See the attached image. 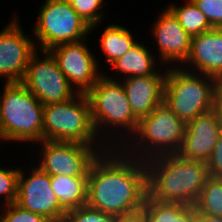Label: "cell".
<instances>
[{
	"label": "cell",
	"instance_id": "1",
	"mask_svg": "<svg viewBox=\"0 0 222 222\" xmlns=\"http://www.w3.org/2000/svg\"><path fill=\"white\" fill-rule=\"evenodd\" d=\"M115 149L110 147L100 153L91 164L87 205L121 216L143 208L148 195V171L146 161L128 155L123 148Z\"/></svg>",
	"mask_w": 222,
	"mask_h": 222
},
{
	"label": "cell",
	"instance_id": "2",
	"mask_svg": "<svg viewBox=\"0 0 222 222\" xmlns=\"http://www.w3.org/2000/svg\"><path fill=\"white\" fill-rule=\"evenodd\" d=\"M148 195L163 203L194 206L208 174L207 164L180 157L162 155L146 161Z\"/></svg>",
	"mask_w": 222,
	"mask_h": 222
},
{
	"label": "cell",
	"instance_id": "3",
	"mask_svg": "<svg viewBox=\"0 0 222 222\" xmlns=\"http://www.w3.org/2000/svg\"><path fill=\"white\" fill-rule=\"evenodd\" d=\"M119 79H114V77H109V75H103L86 93L91 108L92 120L95 130L100 138L104 136L102 140H106L107 146H111V148L112 145L113 148H119L123 141L124 144H126L127 138L129 140L132 137L131 135L136 133L139 125V119L132 112L126 91L121 83L122 80L120 77ZM107 127H111V129L114 128L112 129L114 134L116 131L119 132L122 130L120 133L116 132L114 138L118 137L119 135V137L122 136L123 138L121 137V140L117 138L114 140L113 134L111 133L113 131L111 129L105 131L106 133L103 131ZM116 128L119 129L115 131ZM108 132L109 135L112 134L110 135L112 139L109 138L107 140L106 135ZM109 140H112L111 143L113 144L110 142L108 143ZM118 141L120 145L118 144Z\"/></svg>",
	"mask_w": 222,
	"mask_h": 222
},
{
	"label": "cell",
	"instance_id": "4",
	"mask_svg": "<svg viewBox=\"0 0 222 222\" xmlns=\"http://www.w3.org/2000/svg\"><path fill=\"white\" fill-rule=\"evenodd\" d=\"M185 131L186 123L163 102L148 116L139 120L136 133L120 148H124L128 155L142 161L157 156L177 154L182 146Z\"/></svg>",
	"mask_w": 222,
	"mask_h": 222
},
{
	"label": "cell",
	"instance_id": "5",
	"mask_svg": "<svg viewBox=\"0 0 222 222\" xmlns=\"http://www.w3.org/2000/svg\"><path fill=\"white\" fill-rule=\"evenodd\" d=\"M98 138L86 94L78 93L71 100L44 105L43 140L78 142L105 152L110 147Z\"/></svg>",
	"mask_w": 222,
	"mask_h": 222
},
{
	"label": "cell",
	"instance_id": "6",
	"mask_svg": "<svg viewBox=\"0 0 222 222\" xmlns=\"http://www.w3.org/2000/svg\"><path fill=\"white\" fill-rule=\"evenodd\" d=\"M4 84L1 140L43 141L44 105L21 82Z\"/></svg>",
	"mask_w": 222,
	"mask_h": 222
},
{
	"label": "cell",
	"instance_id": "7",
	"mask_svg": "<svg viewBox=\"0 0 222 222\" xmlns=\"http://www.w3.org/2000/svg\"><path fill=\"white\" fill-rule=\"evenodd\" d=\"M167 68L163 102L185 123L213 109L216 78L176 66ZM173 67V68H172Z\"/></svg>",
	"mask_w": 222,
	"mask_h": 222
},
{
	"label": "cell",
	"instance_id": "8",
	"mask_svg": "<svg viewBox=\"0 0 222 222\" xmlns=\"http://www.w3.org/2000/svg\"><path fill=\"white\" fill-rule=\"evenodd\" d=\"M39 10L35 28L31 30L36 37V48L39 44L38 50H50L59 44L80 41L91 34V26L69 2L46 0Z\"/></svg>",
	"mask_w": 222,
	"mask_h": 222
},
{
	"label": "cell",
	"instance_id": "9",
	"mask_svg": "<svg viewBox=\"0 0 222 222\" xmlns=\"http://www.w3.org/2000/svg\"><path fill=\"white\" fill-rule=\"evenodd\" d=\"M36 50L30 57L21 83L43 104L60 103L71 100L78 93L70 85L66 76L49 50Z\"/></svg>",
	"mask_w": 222,
	"mask_h": 222
},
{
	"label": "cell",
	"instance_id": "10",
	"mask_svg": "<svg viewBox=\"0 0 222 222\" xmlns=\"http://www.w3.org/2000/svg\"><path fill=\"white\" fill-rule=\"evenodd\" d=\"M40 164H36L49 176L63 175L72 177H88L93 161L101 153L92 145L78 142L43 140Z\"/></svg>",
	"mask_w": 222,
	"mask_h": 222
},
{
	"label": "cell",
	"instance_id": "11",
	"mask_svg": "<svg viewBox=\"0 0 222 222\" xmlns=\"http://www.w3.org/2000/svg\"><path fill=\"white\" fill-rule=\"evenodd\" d=\"M49 51L77 93L86 94L106 74L98 69L99 64L86 45V38L76 42L59 44Z\"/></svg>",
	"mask_w": 222,
	"mask_h": 222
},
{
	"label": "cell",
	"instance_id": "12",
	"mask_svg": "<svg viewBox=\"0 0 222 222\" xmlns=\"http://www.w3.org/2000/svg\"><path fill=\"white\" fill-rule=\"evenodd\" d=\"M21 170L18 176L16 204L21 208L38 213L52 222H63L67 212L59 203L50 182V176L38 166L29 176Z\"/></svg>",
	"mask_w": 222,
	"mask_h": 222
},
{
	"label": "cell",
	"instance_id": "13",
	"mask_svg": "<svg viewBox=\"0 0 222 222\" xmlns=\"http://www.w3.org/2000/svg\"><path fill=\"white\" fill-rule=\"evenodd\" d=\"M13 20L0 31V77L5 83L21 82L30 57L37 50L36 41H32L21 28L20 22Z\"/></svg>",
	"mask_w": 222,
	"mask_h": 222
},
{
	"label": "cell",
	"instance_id": "14",
	"mask_svg": "<svg viewBox=\"0 0 222 222\" xmlns=\"http://www.w3.org/2000/svg\"><path fill=\"white\" fill-rule=\"evenodd\" d=\"M154 23L152 34L159 49L158 60L163 65L177 62L182 67L190 53L191 37L169 7L160 12Z\"/></svg>",
	"mask_w": 222,
	"mask_h": 222
},
{
	"label": "cell",
	"instance_id": "15",
	"mask_svg": "<svg viewBox=\"0 0 222 222\" xmlns=\"http://www.w3.org/2000/svg\"><path fill=\"white\" fill-rule=\"evenodd\" d=\"M222 133V123L213 111L186 123V131L178 155L206 163Z\"/></svg>",
	"mask_w": 222,
	"mask_h": 222
},
{
	"label": "cell",
	"instance_id": "16",
	"mask_svg": "<svg viewBox=\"0 0 222 222\" xmlns=\"http://www.w3.org/2000/svg\"><path fill=\"white\" fill-rule=\"evenodd\" d=\"M184 65L187 71L222 78V28L191 37L190 53Z\"/></svg>",
	"mask_w": 222,
	"mask_h": 222
},
{
	"label": "cell",
	"instance_id": "17",
	"mask_svg": "<svg viewBox=\"0 0 222 222\" xmlns=\"http://www.w3.org/2000/svg\"><path fill=\"white\" fill-rule=\"evenodd\" d=\"M165 71L164 73L158 71L156 74L147 76L126 77L121 82L126 91L131 110L139 120L148 116L163 103L167 69Z\"/></svg>",
	"mask_w": 222,
	"mask_h": 222
},
{
	"label": "cell",
	"instance_id": "18",
	"mask_svg": "<svg viewBox=\"0 0 222 222\" xmlns=\"http://www.w3.org/2000/svg\"><path fill=\"white\" fill-rule=\"evenodd\" d=\"M149 50L138 41L123 56L113 62L110 67L112 66L116 71L123 73V78L156 74L158 72L156 70L158 61Z\"/></svg>",
	"mask_w": 222,
	"mask_h": 222
},
{
	"label": "cell",
	"instance_id": "19",
	"mask_svg": "<svg viewBox=\"0 0 222 222\" xmlns=\"http://www.w3.org/2000/svg\"><path fill=\"white\" fill-rule=\"evenodd\" d=\"M52 190L67 211L87 204L88 177L50 176Z\"/></svg>",
	"mask_w": 222,
	"mask_h": 222
},
{
	"label": "cell",
	"instance_id": "20",
	"mask_svg": "<svg viewBox=\"0 0 222 222\" xmlns=\"http://www.w3.org/2000/svg\"><path fill=\"white\" fill-rule=\"evenodd\" d=\"M143 209L147 222H196L194 206L181 203H163L146 196Z\"/></svg>",
	"mask_w": 222,
	"mask_h": 222
},
{
	"label": "cell",
	"instance_id": "21",
	"mask_svg": "<svg viewBox=\"0 0 222 222\" xmlns=\"http://www.w3.org/2000/svg\"><path fill=\"white\" fill-rule=\"evenodd\" d=\"M99 42L108 65L123 56L137 43L132 33L118 24H109L104 28Z\"/></svg>",
	"mask_w": 222,
	"mask_h": 222
},
{
	"label": "cell",
	"instance_id": "22",
	"mask_svg": "<svg viewBox=\"0 0 222 222\" xmlns=\"http://www.w3.org/2000/svg\"><path fill=\"white\" fill-rule=\"evenodd\" d=\"M168 7L177 16L179 23L190 37L214 29L207 17L194 5L191 0L183 3V6L169 4Z\"/></svg>",
	"mask_w": 222,
	"mask_h": 222
},
{
	"label": "cell",
	"instance_id": "23",
	"mask_svg": "<svg viewBox=\"0 0 222 222\" xmlns=\"http://www.w3.org/2000/svg\"><path fill=\"white\" fill-rule=\"evenodd\" d=\"M194 208L197 214L222 217V179L207 178Z\"/></svg>",
	"mask_w": 222,
	"mask_h": 222
},
{
	"label": "cell",
	"instance_id": "24",
	"mask_svg": "<svg viewBox=\"0 0 222 222\" xmlns=\"http://www.w3.org/2000/svg\"><path fill=\"white\" fill-rule=\"evenodd\" d=\"M103 3V0H71L72 8L91 26V31L104 20V12L100 10Z\"/></svg>",
	"mask_w": 222,
	"mask_h": 222
},
{
	"label": "cell",
	"instance_id": "25",
	"mask_svg": "<svg viewBox=\"0 0 222 222\" xmlns=\"http://www.w3.org/2000/svg\"><path fill=\"white\" fill-rule=\"evenodd\" d=\"M118 216L83 205L67 210L63 222H117Z\"/></svg>",
	"mask_w": 222,
	"mask_h": 222
},
{
	"label": "cell",
	"instance_id": "26",
	"mask_svg": "<svg viewBox=\"0 0 222 222\" xmlns=\"http://www.w3.org/2000/svg\"><path fill=\"white\" fill-rule=\"evenodd\" d=\"M19 173L20 168H0V198L3 196L5 200L2 204L9 205L16 202Z\"/></svg>",
	"mask_w": 222,
	"mask_h": 222
},
{
	"label": "cell",
	"instance_id": "27",
	"mask_svg": "<svg viewBox=\"0 0 222 222\" xmlns=\"http://www.w3.org/2000/svg\"><path fill=\"white\" fill-rule=\"evenodd\" d=\"M3 209L6 211L1 214L0 222H52L41 214L21 208L16 203L4 205Z\"/></svg>",
	"mask_w": 222,
	"mask_h": 222
},
{
	"label": "cell",
	"instance_id": "28",
	"mask_svg": "<svg viewBox=\"0 0 222 222\" xmlns=\"http://www.w3.org/2000/svg\"><path fill=\"white\" fill-rule=\"evenodd\" d=\"M213 28H222V0H191Z\"/></svg>",
	"mask_w": 222,
	"mask_h": 222
},
{
	"label": "cell",
	"instance_id": "29",
	"mask_svg": "<svg viewBox=\"0 0 222 222\" xmlns=\"http://www.w3.org/2000/svg\"><path fill=\"white\" fill-rule=\"evenodd\" d=\"M206 164L209 176L222 179V133L219 136Z\"/></svg>",
	"mask_w": 222,
	"mask_h": 222
},
{
	"label": "cell",
	"instance_id": "30",
	"mask_svg": "<svg viewBox=\"0 0 222 222\" xmlns=\"http://www.w3.org/2000/svg\"><path fill=\"white\" fill-rule=\"evenodd\" d=\"M212 111L222 123V78L216 79L215 82Z\"/></svg>",
	"mask_w": 222,
	"mask_h": 222
},
{
	"label": "cell",
	"instance_id": "31",
	"mask_svg": "<svg viewBox=\"0 0 222 222\" xmlns=\"http://www.w3.org/2000/svg\"><path fill=\"white\" fill-rule=\"evenodd\" d=\"M117 222H147L146 212L144 209L118 216Z\"/></svg>",
	"mask_w": 222,
	"mask_h": 222
},
{
	"label": "cell",
	"instance_id": "32",
	"mask_svg": "<svg viewBox=\"0 0 222 222\" xmlns=\"http://www.w3.org/2000/svg\"><path fill=\"white\" fill-rule=\"evenodd\" d=\"M196 222H222V217L211 216L208 214H197Z\"/></svg>",
	"mask_w": 222,
	"mask_h": 222
},
{
	"label": "cell",
	"instance_id": "33",
	"mask_svg": "<svg viewBox=\"0 0 222 222\" xmlns=\"http://www.w3.org/2000/svg\"><path fill=\"white\" fill-rule=\"evenodd\" d=\"M0 141H1V94H0Z\"/></svg>",
	"mask_w": 222,
	"mask_h": 222
},
{
	"label": "cell",
	"instance_id": "34",
	"mask_svg": "<svg viewBox=\"0 0 222 222\" xmlns=\"http://www.w3.org/2000/svg\"><path fill=\"white\" fill-rule=\"evenodd\" d=\"M63 1L69 2L71 4V0H63Z\"/></svg>",
	"mask_w": 222,
	"mask_h": 222
}]
</instances>
